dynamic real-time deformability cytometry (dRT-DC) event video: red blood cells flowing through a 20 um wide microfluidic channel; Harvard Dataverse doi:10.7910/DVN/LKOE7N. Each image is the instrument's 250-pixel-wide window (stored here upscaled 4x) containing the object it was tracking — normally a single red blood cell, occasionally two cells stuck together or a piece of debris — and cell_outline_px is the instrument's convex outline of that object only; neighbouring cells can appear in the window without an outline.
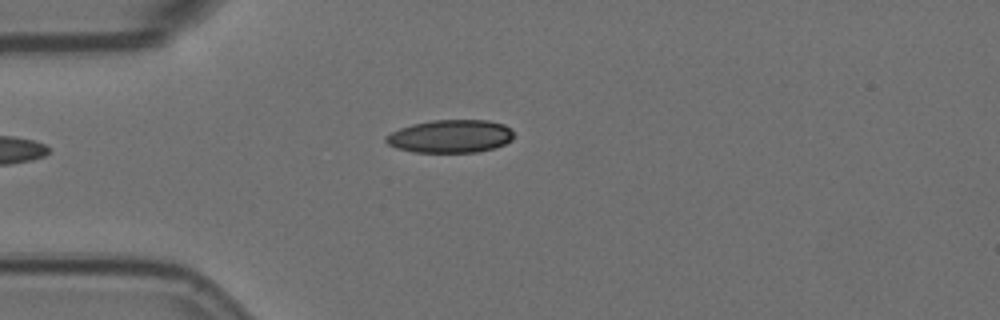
{"species": "Egyptian fruit bat (a non-hibernating species)", "species_latin": "Rousettus aegyptiacus", "temperature_condition": "room temperature", "stored_images_in_passage": 5, "camera_frame_rate_fps": 3000, "um_per_image_px": 0.085, "animal": {"sex": "female"}, "frame": {"image": 1, "passage_image": 5, "time_ms": 1.333, "image_size_px": [1000, 320], "cell_outline_px": [[512, 140], [496, 148], [476, 152], [412, 152], [396, 148], [388, 144], [384, 140], [384, 136], [400, 128], [412, 124], [432, 120], [488, 120], [504, 124], [512, 132]], "centroid_in_image_um": [38.26, 11.59], "position_along_channel_um": 46.7, "area_um2": 24.62}}